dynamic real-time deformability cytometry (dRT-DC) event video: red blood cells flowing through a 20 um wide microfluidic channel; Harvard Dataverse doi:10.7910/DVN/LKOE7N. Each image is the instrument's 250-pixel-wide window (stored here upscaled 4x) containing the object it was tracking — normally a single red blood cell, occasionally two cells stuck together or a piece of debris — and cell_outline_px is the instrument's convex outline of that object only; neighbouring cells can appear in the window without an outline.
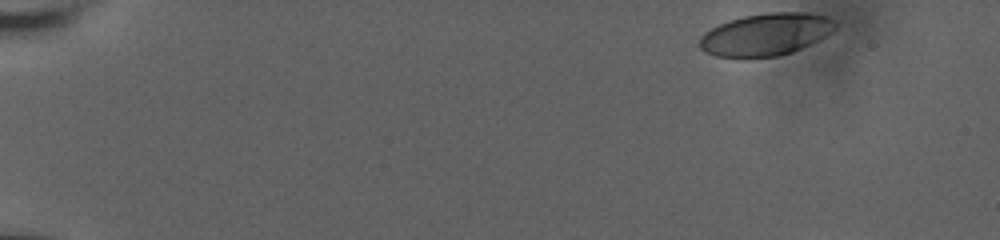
{"species": "human", "species_latin": "Homo sapiens", "temperature_condition": "room temperature", "stored_images_in_passage": 18, "camera_frame_rate_fps": 3000, "um_per_image_px": 0.085, "donor": {"sex": "male"}, "frame": {"image": 1, "passage_image": 1, "time_ms": 0.0, "image_size_px": [1000, 240], "cell_outline_px": [[836, 28], [832, 32], [820, 40], [792, 52], [780, 56], [716, 56], [704, 52], [696, 44], [700, 36], [704, 32], [720, 24], [744, 16], [768, 12], [804, 12], [824, 16], [832, 20], [836, 24]], "centroid_in_image_um": [65.08, 2.92], "position_along_channel_um": 19.9, "area_um2": 33.23}}
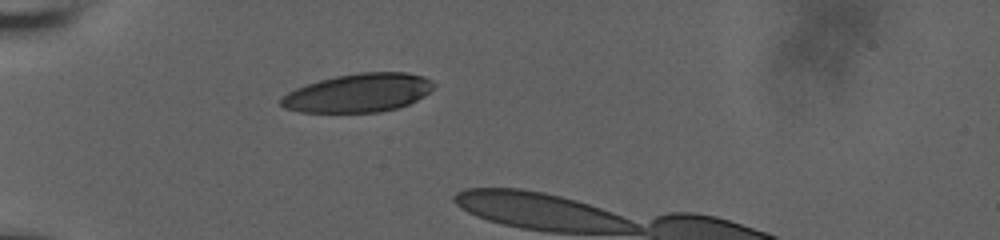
{"frame": {"image": 2, "passage_image": 14, "time_ms": 4.333, "image_size_px": [1000, 240], "cell_outline_px": [[436, 84], [424, 96], [400, 108], [380, 112], [300, 112], [284, 108], [280, 104], [280, 96], [304, 84], [336, 76], [360, 72], [408, 72], [424, 76], [432, 80]], "centroid_in_image_um": [30.46, 7.89], "position_along_channel_um": 54.5, "area_um2": 34.56}}